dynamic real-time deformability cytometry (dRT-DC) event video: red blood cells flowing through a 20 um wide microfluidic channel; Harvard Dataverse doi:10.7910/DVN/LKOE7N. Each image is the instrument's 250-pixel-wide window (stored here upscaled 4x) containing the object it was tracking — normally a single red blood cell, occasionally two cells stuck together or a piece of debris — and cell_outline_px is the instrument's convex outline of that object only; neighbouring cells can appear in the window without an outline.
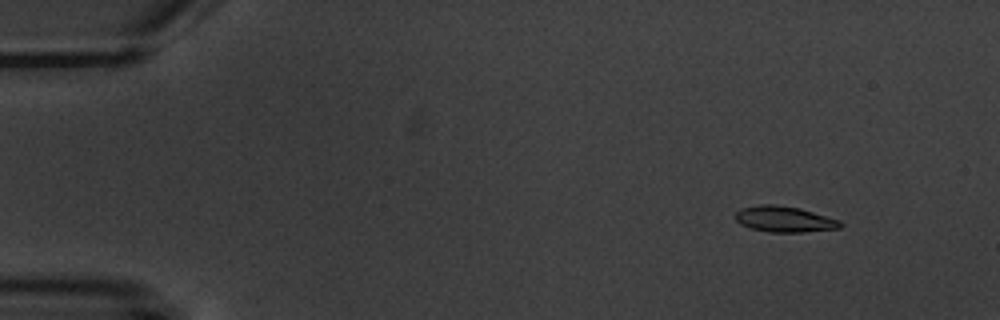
{"species": "common noctule bat (a hibernating species)", "species_latin": "Nyctalus noctula", "temperature_condition": "warm", "stored_images_in_passage": 4, "camera_frame_rate_fps": 3000, "um_per_image_px": 0.085, "animal": {"sex": "male", "body_mass_g": 20.1, "forearm_length_mm": 53.5}, "frame": {"image": 1, "passage_image": 1, "time_ms": 0.0, "image_size_px": [1000, 320], "cell_outline_px": [[844, 224], [840, 228], [804, 232], [768, 232], [752, 228], [740, 224], [736, 220], [736, 212], [740, 208], [760, 204], [772, 204], [800, 208], [840, 220]], "centroid_in_image_um": [66.68, 18.63], "position_along_channel_um": 18.3, "area_um2": 15.84}}